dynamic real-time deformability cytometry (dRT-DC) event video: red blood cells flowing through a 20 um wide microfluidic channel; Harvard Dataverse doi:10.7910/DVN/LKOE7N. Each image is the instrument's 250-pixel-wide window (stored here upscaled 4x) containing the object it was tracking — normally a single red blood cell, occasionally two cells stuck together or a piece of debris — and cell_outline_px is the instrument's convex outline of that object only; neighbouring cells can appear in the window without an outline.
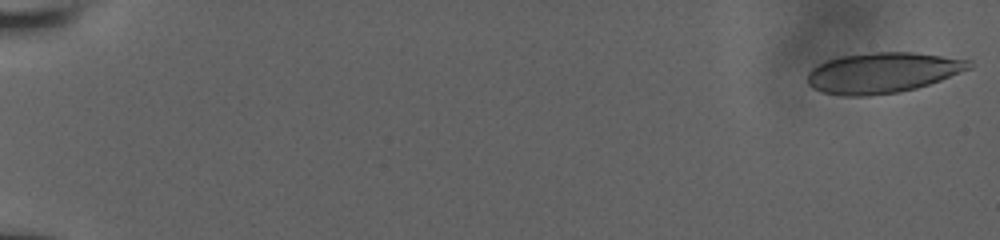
{"species": "human", "species_latin": "Homo sapiens", "temperature_condition": "room temperature", "stored_images_in_passage": 54, "camera_frame_rate_fps": 3000, "um_per_image_px": 0.085, "donor": {"sex": "male"}, "frame": {"image": 1, "passage_image": 1, "time_ms": 0.0, "image_size_px": [1000, 240], "cell_outline_px": [[972, 68], [940, 80], [916, 88], [900, 92], [868, 96], [844, 96], [824, 92], [812, 88], [808, 84], [808, 72], [812, 68], [828, 60], [840, 56], [868, 52], [912, 52], [972, 60]], "centroid_in_image_um": [75.02, 6.18], "position_along_channel_um": 10.0, "area_um2": 38.15}}
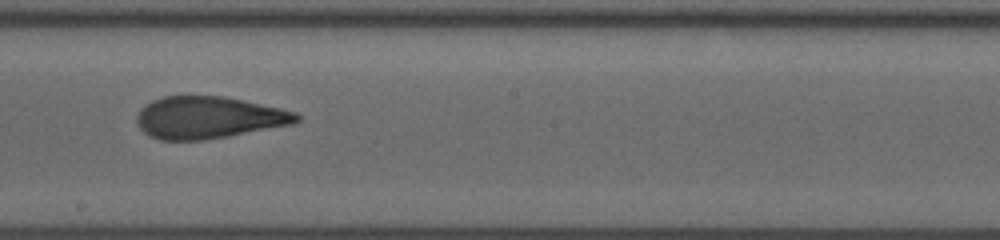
{"frame": {"image": 2, "passage_image": 34, "time_ms": 11.0, "image_size_px": [1000, 240], "cell_outline_px": [[300, 120], [292, 124], [228, 136], [204, 140], [160, 140], [148, 136], [140, 128], [136, 120], [136, 116], [152, 100], [164, 96], [224, 96], [244, 100], [280, 108], [296, 112], [300, 116]], "centroid_in_image_um": [17.73, 9.99], "position_along_channel_um": 230.5, "area_um2": 38.96}}
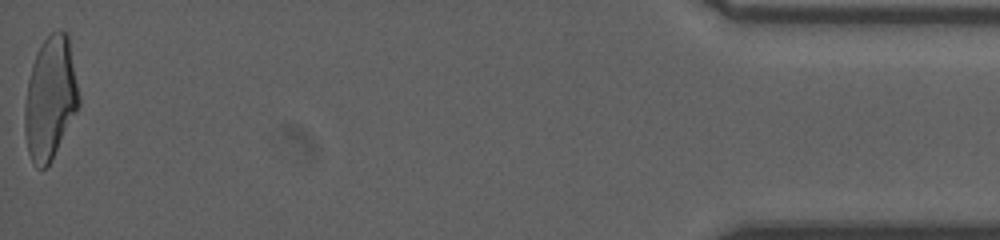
{"frame": {"image": 3, "passage_image": 54, "time_ms": 18.333, "image_size_px": [1000, 240], "cell_outline_px": [[80, 104], [52, 160], [44, 168], [36, 168], [32, 164], [28, 152], [24, 132], [24, 108], [28, 80], [32, 64], [36, 52], [44, 40], [52, 32], [60, 28], [68, 32], [80, 96]], "centroid_in_image_um": [4.27, 8.33], "position_along_channel_um": 430.9, "area_um2": 39.13}, "authors_computed_cell_mechanics": {"area_um2": 38.9861, "velocity_mm_per_s": 3.8913, "shape_relaxation_time_tau1_ms": null, "shape_relaxation_time_tau2_ms": 1.3079, "deformation_change_tau1": null, "deformation_change_tau2": 0.1002}}